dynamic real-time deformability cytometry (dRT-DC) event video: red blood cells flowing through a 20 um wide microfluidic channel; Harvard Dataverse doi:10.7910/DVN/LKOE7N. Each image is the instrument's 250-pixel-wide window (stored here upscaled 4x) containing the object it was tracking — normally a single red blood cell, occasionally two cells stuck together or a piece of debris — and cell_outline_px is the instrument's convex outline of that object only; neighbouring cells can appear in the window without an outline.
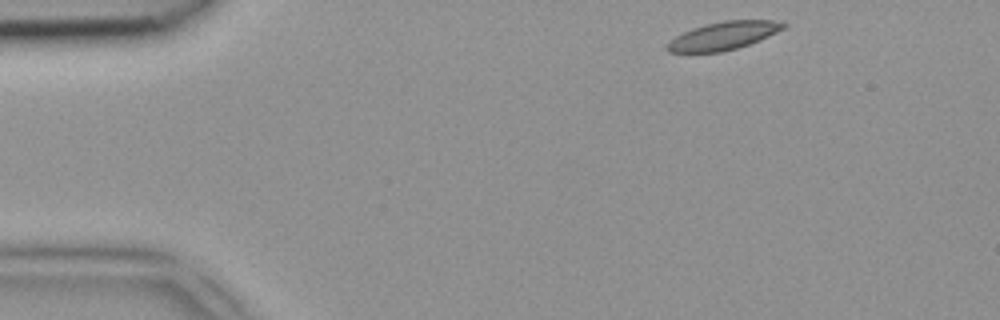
{"species": "common noctule bat (a hibernating species)", "species_latin": "Nyctalus noctula", "temperature_condition": "room temperature", "stored_images_in_passage": 42, "camera_frame_rate_fps": 3000, "um_per_image_px": 0.085, "animal": {"sex": "female", "body_mass_g": 18.4}, "frame": {"image": 1, "passage_image": 1, "time_ms": 0.0, "image_size_px": [1000, 320], "cell_outline_px": [[788, 24], [784, 28], [760, 40], [736, 48], [720, 52], [668, 52], [664, 48], [676, 36], [692, 28], [724, 20], [772, 20]], "centroid_in_image_um": [61.49, 3.04], "position_along_channel_um": 23.5, "area_um2": 18.67}}
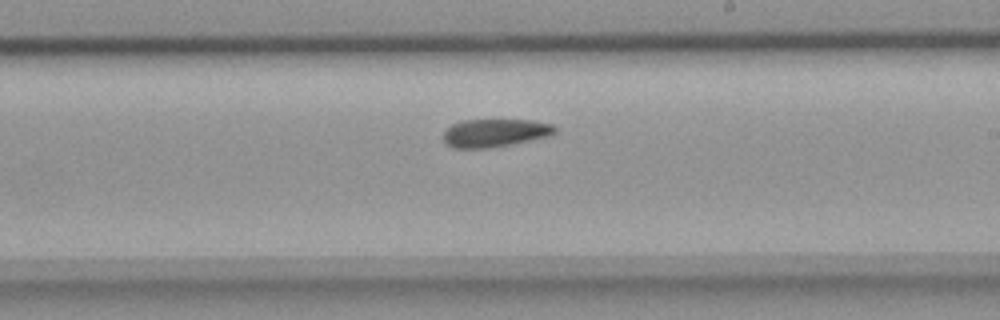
{"frame": {"image": 2, "passage_image": 22, "time_ms": 7.0, "image_size_px": [1000, 320], "cell_outline_px": [[556, 132], [552, 136], [488, 148], [456, 148], [448, 144], [444, 140], [444, 132], [452, 124], [464, 120], [532, 120], [552, 124], [556, 128]], "centroid_in_image_um": [42.11, 11.29], "position_along_channel_um": 246.9, "area_um2": 18.09}}
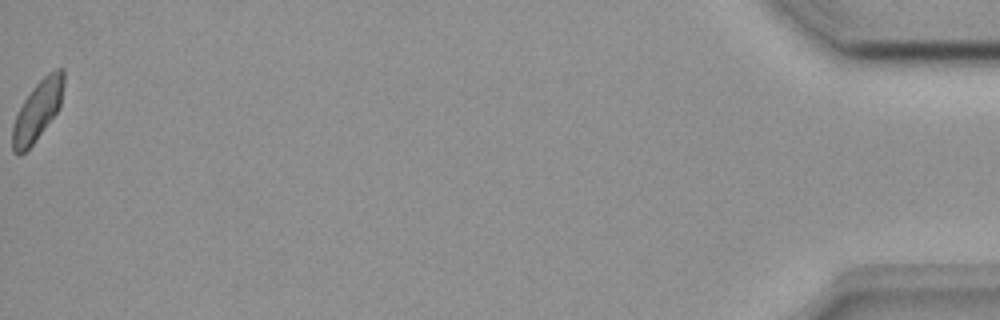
{"frame": {"image": 3, "passage_image": 42, "time_ms": 13.667, "image_size_px": [1000, 320], "cell_outline_px": [[64, 84], [60, 108], [32, 144], [20, 156], [12, 152], [12, 128], [16, 116], [24, 100], [32, 88], [48, 72], [56, 68], [64, 68]], "centroid_in_image_um": [3.2, 9.37], "position_along_channel_um": 432.0, "area_um2": 17.74}}